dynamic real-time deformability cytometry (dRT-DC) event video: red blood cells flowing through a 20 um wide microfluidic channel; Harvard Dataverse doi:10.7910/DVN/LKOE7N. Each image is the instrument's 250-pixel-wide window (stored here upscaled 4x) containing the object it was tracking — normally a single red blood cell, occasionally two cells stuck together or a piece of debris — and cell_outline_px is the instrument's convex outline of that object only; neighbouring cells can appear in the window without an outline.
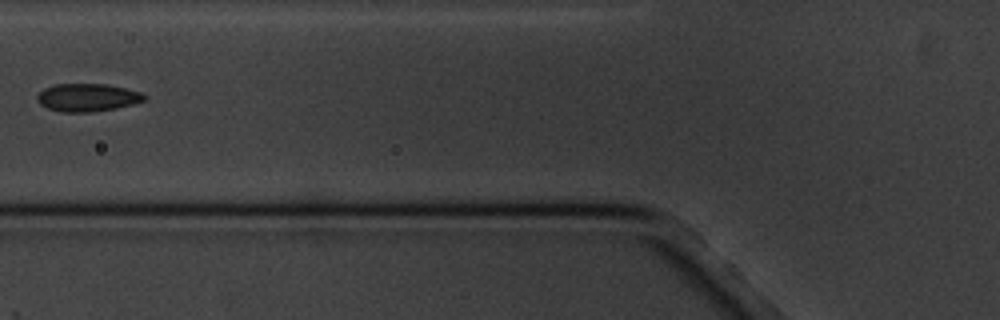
{"species": "common noctule bat (a hibernating species)", "species_latin": "Nyctalus noctula", "temperature_condition": "cold", "stored_images_in_passage": 15, "camera_frame_rate_fps": 3000, "um_per_image_px": 0.085, "animal": {"sex": "male", "body_mass_g": 20.1, "forearm_length_mm": 53.5}, "frame": {"image": 1, "passage_image": 5, "time_ms": 4.667, "image_size_px": [1000, 320], "cell_outline_px": [[144, 100], [132, 104], [116, 108], [92, 112], [64, 112], [48, 108], [40, 104], [36, 100], [36, 96], [44, 88], [56, 84], [108, 84], [128, 88], [140, 92], [144, 96]], "centroid_in_image_um": [7.41, 8.28], "position_along_channel_um": 118.4, "area_um2": 17.34}}
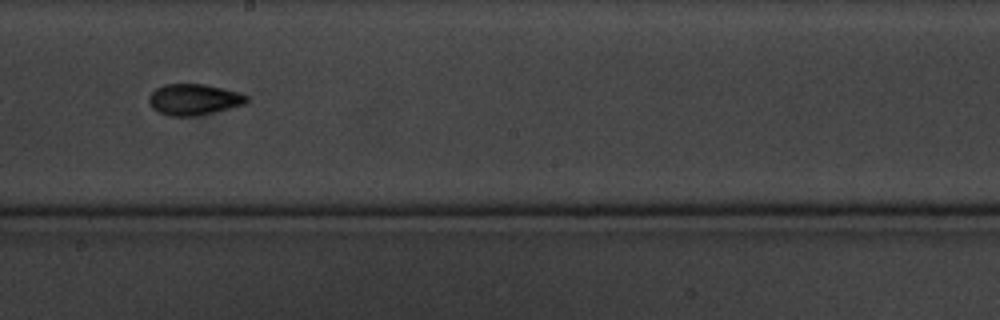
{"frame": {"image": 2, "passage_image": 8, "time_ms": 8.0, "image_size_px": [1000, 320], "cell_outline_px": [[248, 100], [244, 104], [196, 116], [168, 116], [152, 108], [148, 100], [148, 96], [156, 88], [164, 84], [204, 84], [240, 92], [248, 96]], "centroid_in_image_um": [16.45, 8.45], "position_along_channel_um": 231.7, "area_um2": 17.63}}
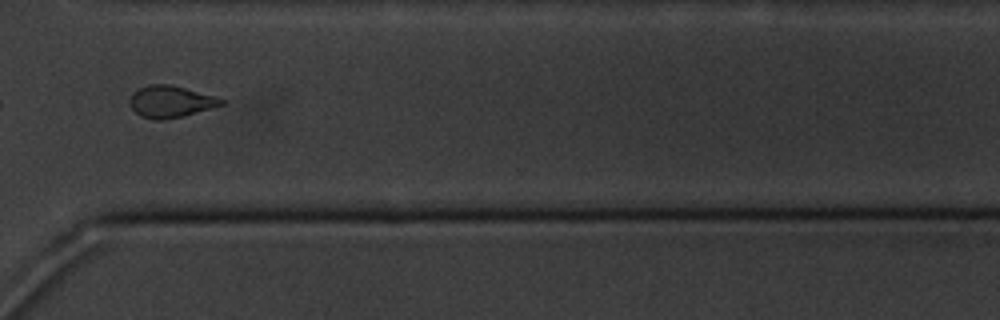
{"frame": {"image": 3, "passage_image": 11, "time_ms": 11.667, "image_size_px": [1000, 320], "cell_outline_px": [[224, 104], [180, 116], [164, 120], [156, 120], [140, 116], [132, 108], [132, 96], [140, 88], [148, 84], [168, 84], [184, 88], [212, 96], [224, 100]], "centroid_in_image_um": [14.48, 8.64], "position_along_channel_um": 356.1, "area_um2": 16.18}, "authors_computed_cell_mechanics": {"area_um2": 16.9932, "velocity_mm_per_s": 3.4025, "shape_relaxation_time_tau1_ms": 9.6794, "shape_relaxation_time_tau2_ms": 3.346, "deformation_change_tau1": 0.1966, "deformation_change_tau2": 0.1}}